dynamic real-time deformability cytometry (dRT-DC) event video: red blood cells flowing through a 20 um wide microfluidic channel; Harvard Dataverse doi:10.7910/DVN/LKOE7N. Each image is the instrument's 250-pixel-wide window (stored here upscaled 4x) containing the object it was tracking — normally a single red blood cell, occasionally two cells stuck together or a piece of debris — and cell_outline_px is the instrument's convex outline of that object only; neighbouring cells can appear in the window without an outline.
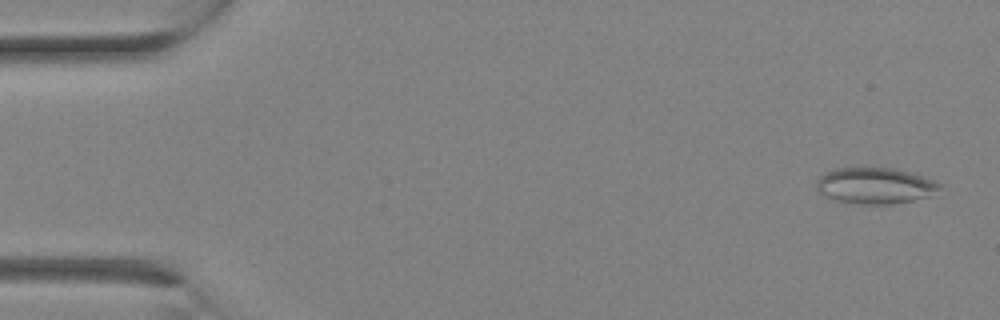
{"species": "Egyptian fruit bat (a non-hibernating species)", "species_latin": "Rousettus aegyptiacus", "temperature_condition": "room temperature", "stored_images_in_passage": 7, "camera_frame_rate_fps": 3000, "um_per_image_px": 0.085, "animal": {"sex": "female"}, "frame": {"image": 1, "passage_image": 1, "time_ms": 0.0, "image_size_px": [1000, 320], "cell_outline_px": [[940, 188], [936, 196], [892, 204], [860, 204], [836, 200], [820, 192], [816, 188], [816, 180], [824, 172], [832, 168], [864, 164], [892, 168], [908, 172], [936, 180], [940, 184]], "centroid_in_image_um": [74.39, 15.73], "position_along_channel_um": 10.6, "area_um2": 26.99}}